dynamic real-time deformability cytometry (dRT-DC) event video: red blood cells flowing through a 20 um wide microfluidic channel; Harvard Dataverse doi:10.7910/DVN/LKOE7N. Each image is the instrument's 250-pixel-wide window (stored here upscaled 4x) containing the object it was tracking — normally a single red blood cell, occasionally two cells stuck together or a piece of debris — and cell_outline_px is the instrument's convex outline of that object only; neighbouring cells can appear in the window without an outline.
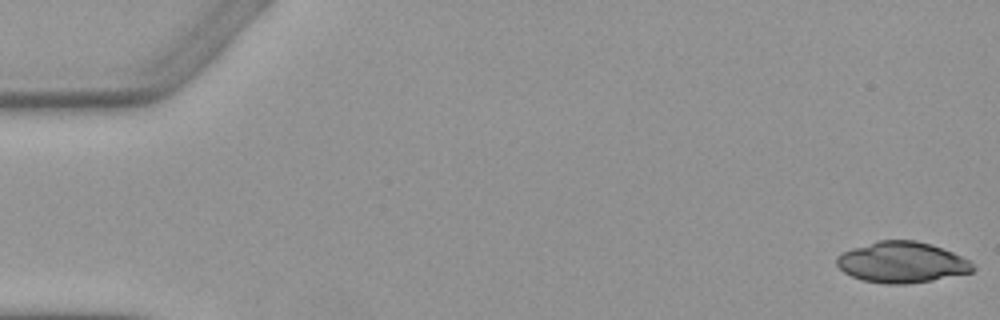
{"species": "Egyptian fruit bat (a non-hibernating species)", "species_latin": "Rousettus aegyptiacus", "temperature_condition": "warm", "stored_images_in_passage": 5, "camera_frame_rate_fps": 3000, "um_per_image_px": 0.085, "animal": {"sex": "female"}, "frame": {"image": 1, "passage_image": 1, "time_ms": 0.0, "image_size_px": [1000, 320], "cell_outline_px": [[976, 268], [972, 272], [932, 280], [904, 284], [884, 284], [864, 280], [852, 276], [844, 272], [836, 264], [836, 256], [840, 252], [852, 248], [880, 240], [916, 240], [932, 244], [972, 260]], "centroid_in_image_um": [76.67, 22.29], "position_along_channel_um": 8.3, "area_um2": 32.6}}
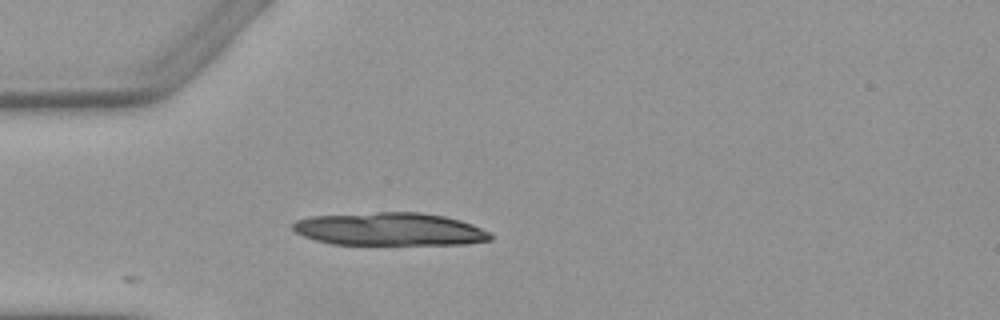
{"frame": {"image": 2, "passage_image": 5, "time_ms": 4.667, "image_size_px": [1000, 320], "cell_outline_px": [[492, 240], [464, 244], [332, 244], [316, 240], [304, 236], [296, 232], [292, 228], [292, 224], [296, 220], [312, 216], [376, 212], [420, 212], [444, 216], [460, 220], [472, 224], [492, 232]], "centroid_in_image_um": [33.16, 19.47], "position_along_channel_um": 51.8, "area_um2": 37.97}}